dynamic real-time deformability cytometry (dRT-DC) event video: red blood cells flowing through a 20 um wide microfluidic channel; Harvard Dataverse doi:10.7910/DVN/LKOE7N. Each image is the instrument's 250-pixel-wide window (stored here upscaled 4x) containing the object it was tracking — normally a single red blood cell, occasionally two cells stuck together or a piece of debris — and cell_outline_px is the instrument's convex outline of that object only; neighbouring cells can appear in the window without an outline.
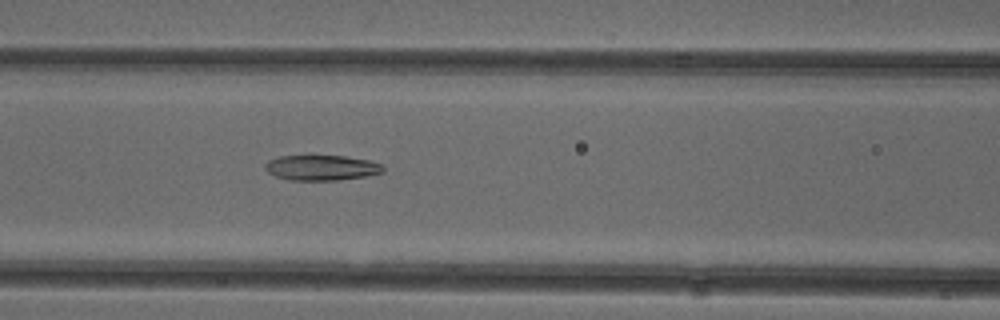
{"species": "common noctule bat (a hibernating species)", "species_latin": "Nyctalus noctula", "temperature_condition": "cold", "stored_images_in_passage": 40, "camera_frame_rate_fps": 3000, "um_per_image_px": 0.085, "animal": {"sex": "female"}, "frame": {"image": 1, "passage_image": 10, "time_ms": 3.0, "image_size_px": [1000, 320], "cell_outline_px": [[384, 172], [364, 176], [336, 180], [288, 180], [276, 176], [268, 172], [264, 168], [264, 164], [268, 160], [280, 156], [344, 156], [368, 160], [380, 164], [384, 168]], "centroid_in_image_um": [27.29, 14.25], "position_along_channel_um": 139.3, "area_um2": 17.22}}
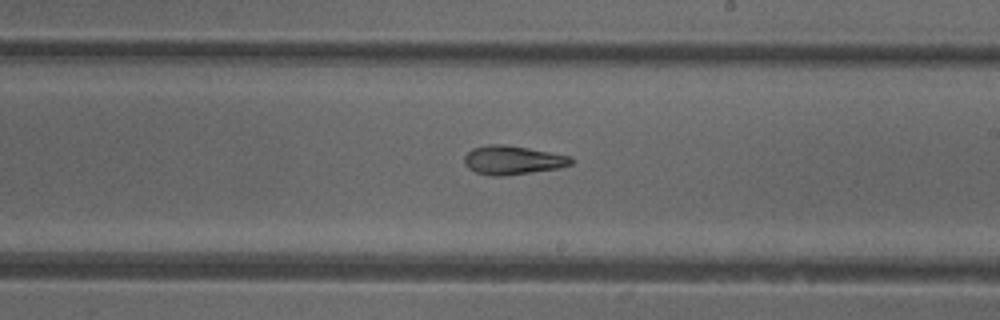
{"frame": {"image": 2, "passage_image": 18, "time_ms": 5.667, "image_size_px": [1000, 320], "cell_outline_px": [[576, 160], [572, 164], [556, 168], [500, 176], [488, 176], [476, 172], [468, 168], [464, 164], [464, 156], [472, 148], [488, 144], [504, 144], [528, 148], [572, 156]], "centroid_in_image_um": [43.56, 13.6], "position_along_channel_um": 245.4, "area_um2": 17.92}}
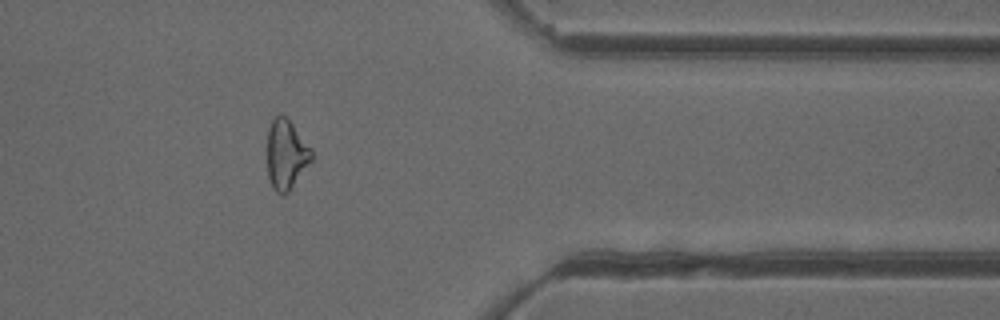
{"frame": {"image": 3, "passage_image": 30, "time_ms": 9.667, "image_size_px": [1000, 320], "cell_outline_px": [[312, 160], [288, 192], [284, 196], [276, 192], [272, 188], [268, 176], [268, 128], [272, 120], [280, 112], [292, 124], [312, 148]], "centroid_in_image_um": [24.32, 13.14], "position_along_channel_um": 387.1, "area_um2": 17.92}, "authors_computed_cell_mechanics": {"area_um2": 18.2937, "velocity_mm_per_s": 3.9794, "shape_relaxation_time_tau1_ms": null, "shape_relaxation_time_tau2_ms": 4.7815, "deformation_change_tau1": null, "deformation_change_tau2": 0.1581}}